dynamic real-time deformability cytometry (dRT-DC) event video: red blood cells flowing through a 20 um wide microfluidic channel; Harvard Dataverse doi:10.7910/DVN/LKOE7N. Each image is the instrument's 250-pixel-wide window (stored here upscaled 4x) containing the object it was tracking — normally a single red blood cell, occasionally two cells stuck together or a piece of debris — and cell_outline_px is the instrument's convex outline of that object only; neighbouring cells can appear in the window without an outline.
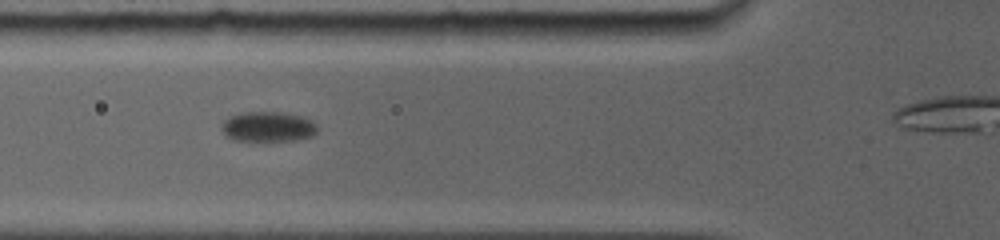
{"species": "common noctule bat (a hibernating species)", "species_latin": "Nyctalus noctula", "temperature_condition": "room temperature", "stored_images_in_passage": 19, "camera_frame_rate_fps": 5000, "um_per_image_px": 0.085, "animal": {"sex": "female", "body_mass_g": 19.0, "forearm_length_mm": 56.7}, "frame": {"image": 1, "passage_image": 3, "time_ms": 1.4, "image_size_px": [1000, 240], "cell_outline_px": [[316, 132], [312, 136], [296, 140], [232, 140], [224, 136], [220, 128], [224, 120], [228, 116], [244, 112], [280, 112], [304, 116], [312, 120], [316, 124]], "centroid_in_image_um": [22.74, 10.76], "position_along_channel_um": 103.1, "area_um2": 16.94}}
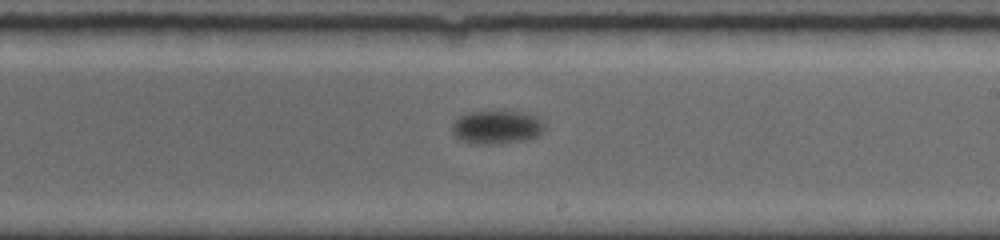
{"frame": {"image": 2, "passage_image": 11, "time_ms": 5.4, "image_size_px": [1000, 240], "cell_outline_px": [[544, 128], [536, 136], [524, 140], [496, 144], [468, 144], [460, 140], [452, 132], [452, 124], [460, 116], [468, 112], [524, 112], [540, 116], [544, 120]], "centroid_in_image_um": [42.23, 10.82], "position_along_channel_um": 246.8, "area_um2": 18.09}}
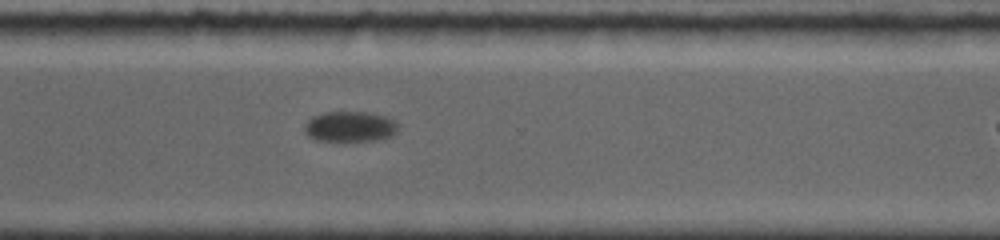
{"frame": {"image": 3, "passage_image": 17, "time_ms": 8.0, "image_size_px": [1000, 240], "cell_outline_px": [[400, 124], [396, 132], [392, 136], [376, 140], [312, 140], [304, 132], [304, 124], [312, 116], [324, 112], [368, 112], [388, 116], [396, 120]], "centroid_in_image_um": [29.77, 10.74], "position_along_channel_um": 340.8, "area_um2": 16.88}}